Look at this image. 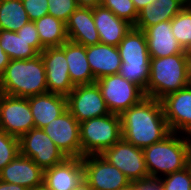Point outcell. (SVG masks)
Instances as JSON below:
<instances>
[{
	"instance_id": "cell-40",
	"label": "cell",
	"mask_w": 191,
	"mask_h": 190,
	"mask_svg": "<svg viewBox=\"0 0 191 190\" xmlns=\"http://www.w3.org/2000/svg\"><path fill=\"white\" fill-rule=\"evenodd\" d=\"M72 190H93L89 183L83 178L79 184L74 187Z\"/></svg>"
},
{
	"instance_id": "cell-18",
	"label": "cell",
	"mask_w": 191,
	"mask_h": 190,
	"mask_svg": "<svg viewBox=\"0 0 191 190\" xmlns=\"http://www.w3.org/2000/svg\"><path fill=\"white\" fill-rule=\"evenodd\" d=\"M151 58L190 53L182 48L171 30V20L157 23L144 30Z\"/></svg>"
},
{
	"instance_id": "cell-33",
	"label": "cell",
	"mask_w": 191,
	"mask_h": 190,
	"mask_svg": "<svg viewBox=\"0 0 191 190\" xmlns=\"http://www.w3.org/2000/svg\"><path fill=\"white\" fill-rule=\"evenodd\" d=\"M48 0H22L30 21L48 15Z\"/></svg>"
},
{
	"instance_id": "cell-42",
	"label": "cell",
	"mask_w": 191,
	"mask_h": 190,
	"mask_svg": "<svg viewBox=\"0 0 191 190\" xmlns=\"http://www.w3.org/2000/svg\"><path fill=\"white\" fill-rule=\"evenodd\" d=\"M31 190H47V189L44 186H42V187L34 188V189H31Z\"/></svg>"
},
{
	"instance_id": "cell-24",
	"label": "cell",
	"mask_w": 191,
	"mask_h": 190,
	"mask_svg": "<svg viewBox=\"0 0 191 190\" xmlns=\"http://www.w3.org/2000/svg\"><path fill=\"white\" fill-rule=\"evenodd\" d=\"M60 48L65 52L69 76L75 86L96 82L87 60L84 45L67 40Z\"/></svg>"
},
{
	"instance_id": "cell-28",
	"label": "cell",
	"mask_w": 191,
	"mask_h": 190,
	"mask_svg": "<svg viewBox=\"0 0 191 190\" xmlns=\"http://www.w3.org/2000/svg\"><path fill=\"white\" fill-rule=\"evenodd\" d=\"M171 30L182 48L191 53V5L186 4L171 20Z\"/></svg>"
},
{
	"instance_id": "cell-45",
	"label": "cell",
	"mask_w": 191,
	"mask_h": 190,
	"mask_svg": "<svg viewBox=\"0 0 191 190\" xmlns=\"http://www.w3.org/2000/svg\"><path fill=\"white\" fill-rule=\"evenodd\" d=\"M3 96V92L1 91L0 89V100H1V97Z\"/></svg>"
},
{
	"instance_id": "cell-43",
	"label": "cell",
	"mask_w": 191,
	"mask_h": 190,
	"mask_svg": "<svg viewBox=\"0 0 191 190\" xmlns=\"http://www.w3.org/2000/svg\"><path fill=\"white\" fill-rule=\"evenodd\" d=\"M188 165L191 167V148H190V151H189V164Z\"/></svg>"
},
{
	"instance_id": "cell-11",
	"label": "cell",
	"mask_w": 191,
	"mask_h": 190,
	"mask_svg": "<svg viewBox=\"0 0 191 190\" xmlns=\"http://www.w3.org/2000/svg\"><path fill=\"white\" fill-rule=\"evenodd\" d=\"M0 128L17 138L35 128L28 98L3 94L0 100Z\"/></svg>"
},
{
	"instance_id": "cell-2",
	"label": "cell",
	"mask_w": 191,
	"mask_h": 190,
	"mask_svg": "<svg viewBox=\"0 0 191 190\" xmlns=\"http://www.w3.org/2000/svg\"><path fill=\"white\" fill-rule=\"evenodd\" d=\"M191 53L150 59L146 97L161 100L190 85Z\"/></svg>"
},
{
	"instance_id": "cell-22",
	"label": "cell",
	"mask_w": 191,
	"mask_h": 190,
	"mask_svg": "<svg viewBox=\"0 0 191 190\" xmlns=\"http://www.w3.org/2000/svg\"><path fill=\"white\" fill-rule=\"evenodd\" d=\"M35 128L42 129L67 110V97L45 93L28 98Z\"/></svg>"
},
{
	"instance_id": "cell-39",
	"label": "cell",
	"mask_w": 191,
	"mask_h": 190,
	"mask_svg": "<svg viewBox=\"0 0 191 190\" xmlns=\"http://www.w3.org/2000/svg\"><path fill=\"white\" fill-rule=\"evenodd\" d=\"M135 9L139 12L142 8H144L147 4H151L153 0H132Z\"/></svg>"
},
{
	"instance_id": "cell-21",
	"label": "cell",
	"mask_w": 191,
	"mask_h": 190,
	"mask_svg": "<svg viewBox=\"0 0 191 190\" xmlns=\"http://www.w3.org/2000/svg\"><path fill=\"white\" fill-rule=\"evenodd\" d=\"M86 55L95 80L119 74L122 61L118 47L98 43L87 46Z\"/></svg>"
},
{
	"instance_id": "cell-27",
	"label": "cell",
	"mask_w": 191,
	"mask_h": 190,
	"mask_svg": "<svg viewBox=\"0 0 191 190\" xmlns=\"http://www.w3.org/2000/svg\"><path fill=\"white\" fill-rule=\"evenodd\" d=\"M29 21L22 0H0V30L17 32Z\"/></svg>"
},
{
	"instance_id": "cell-23",
	"label": "cell",
	"mask_w": 191,
	"mask_h": 190,
	"mask_svg": "<svg viewBox=\"0 0 191 190\" xmlns=\"http://www.w3.org/2000/svg\"><path fill=\"white\" fill-rule=\"evenodd\" d=\"M185 6V0H153L138 12L133 27L144 31L157 23L172 20Z\"/></svg>"
},
{
	"instance_id": "cell-4",
	"label": "cell",
	"mask_w": 191,
	"mask_h": 190,
	"mask_svg": "<svg viewBox=\"0 0 191 190\" xmlns=\"http://www.w3.org/2000/svg\"><path fill=\"white\" fill-rule=\"evenodd\" d=\"M174 134L171 132L162 141L142 149L149 178L158 179L160 171L168 175L188 166L191 139H180Z\"/></svg>"
},
{
	"instance_id": "cell-20",
	"label": "cell",
	"mask_w": 191,
	"mask_h": 190,
	"mask_svg": "<svg viewBox=\"0 0 191 190\" xmlns=\"http://www.w3.org/2000/svg\"><path fill=\"white\" fill-rule=\"evenodd\" d=\"M68 40L85 47L100 43L93 18V8L78 7L66 23Z\"/></svg>"
},
{
	"instance_id": "cell-25",
	"label": "cell",
	"mask_w": 191,
	"mask_h": 190,
	"mask_svg": "<svg viewBox=\"0 0 191 190\" xmlns=\"http://www.w3.org/2000/svg\"><path fill=\"white\" fill-rule=\"evenodd\" d=\"M0 45L11 60L34 58L45 48L41 41H27L17 32L8 30H0Z\"/></svg>"
},
{
	"instance_id": "cell-17",
	"label": "cell",
	"mask_w": 191,
	"mask_h": 190,
	"mask_svg": "<svg viewBox=\"0 0 191 190\" xmlns=\"http://www.w3.org/2000/svg\"><path fill=\"white\" fill-rule=\"evenodd\" d=\"M83 178L82 158H67L43 171V186L47 190H72Z\"/></svg>"
},
{
	"instance_id": "cell-36",
	"label": "cell",
	"mask_w": 191,
	"mask_h": 190,
	"mask_svg": "<svg viewBox=\"0 0 191 190\" xmlns=\"http://www.w3.org/2000/svg\"><path fill=\"white\" fill-rule=\"evenodd\" d=\"M10 57L4 52L0 45V76L3 74L5 71V68L7 65L10 63Z\"/></svg>"
},
{
	"instance_id": "cell-16",
	"label": "cell",
	"mask_w": 191,
	"mask_h": 190,
	"mask_svg": "<svg viewBox=\"0 0 191 190\" xmlns=\"http://www.w3.org/2000/svg\"><path fill=\"white\" fill-rule=\"evenodd\" d=\"M0 180L31 190L43 186V170L29 157L18 154L1 170Z\"/></svg>"
},
{
	"instance_id": "cell-44",
	"label": "cell",
	"mask_w": 191,
	"mask_h": 190,
	"mask_svg": "<svg viewBox=\"0 0 191 190\" xmlns=\"http://www.w3.org/2000/svg\"><path fill=\"white\" fill-rule=\"evenodd\" d=\"M186 4L191 5V0H185Z\"/></svg>"
},
{
	"instance_id": "cell-34",
	"label": "cell",
	"mask_w": 191,
	"mask_h": 190,
	"mask_svg": "<svg viewBox=\"0 0 191 190\" xmlns=\"http://www.w3.org/2000/svg\"><path fill=\"white\" fill-rule=\"evenodd\" d=\"M17 34L27 41H40L34 21H29L26 23L21 29L17 31Z\"/></svg>"
},
{
	"instance_id": "cell-41",
	"label": "cell",
	"mask_w": 191,
	"mask_h": 190,
	"mask_svg": "<svg viewBox=\"0 0 191 190\" xmlns=\"http://www.w3.org/2000/svg\"><path fill=\"white\" fill-rule=\"evenodd\" d=\"M118 190H137L136 182H130L128 185H126Z\"/></svg>"
},
{
	"instance_id": "cell-31",
	"label": "cell",
	"mask_w": 191,
	"mask_h": 190,
	"mask_svg": "<svg viewBox=\"0 0 191 190\" xmlns=\"http://www.w3.org/2000/svg\"><path fill=\"white\" fill-rule=\"evenodd\" d=\"M159 179L162 190H191V167L188 165L183 170L165 175Z\"/></svg>"
},
{
	"instance_id": "cell-19",
	"label": "cell",
	"mask_w": 191,
	"mask_h": 190,
	"mask_svg": "<svg viewBox=\"0 0 191 190\" xmlns=\"http://www.w3.org/2000/svg\"><path fill=\"white\" fill-rule=\"evenodd\" d=\"M93 18L102 44L117 47L133 27L128 21L118 18L110 9L102 5L93 8Z\"/></svg>"
},
{
	"instance_id": "cell-5",
	"label": "cell",
	"mask_w": 191,
	"mask_h": 190,
	"mask_svg": "<svg viewBox=\"0 0 191 190\" xmlns=\"http://www.w3.org/2000/svg\"><path fill=\"white\" fill-rule=\"evenodd\" d=\"M117 47L122 61L119 74L139 86L146 96L151 57L144 31L132 27Z\"/></svg>"
},
{
	"instance_id": "cell-1",
	"label": "cell",
	"mask_w": 191,
	"mask_h": 190,
	"mask_svg": "<svg viewBox=\"0 0 191 190\" xmlns=\"http://www.w3.org/2000/svg\"><path fill=\"white\" fill-rule=\"evenodd\" d=\"M122 138L138 148L162 141L171 131L161 100L144 97L121 115Z\"/></svg>"
},
{
	"instance_id": "cell-37",
	"label": "cell",
	"mask_w": 191,
	"mask_h": 190,
	"mask_svg": "<svg viewBox=\"0 0 191 190\" xmlns=\"http://www.w3.org/2000/svg\"><path fill=\"white\" fill-rule=\"evenodd\" d=\"M0 190H29V189L15 183H6L0 180Z\"/></svg>"
},
{
	"instance_id": "cell-14",
	"label": "cell",
	"mask_w": 191,
	"mask_h": 190,
	"mask_svg": "<svg viewBox=\"0 0 191 190\" xmlns=\"http://www.w3.org/2000/svg\"><path fill=\"white\" fill-rule=\"evenodd\" d=\"M40 55L45 65L48 92L67 96L75 85L69 76L65 52L60 47H47Z\"/></svg>"
},
{
	"instance_id": "cell-3",
	"label": "cell",
	"mask_w": 191,
	"mask_h": 190,
	"mask_svg": "<svg viewBox=\"0 0 191 190\" xmlns=\"http://www.w3.org/2000/svg\"><path fill=\"white\" fill-rule=\"evenodd\" d=\"M3 94L29 98L48 92L45 65L41 55L27 60H10L0 76Z\"/></svg>"
},
{
	"instance_id": "cell-8",
	"label": "cell",
	"mask_w": 191,
	"mask_h": 190,
	"mask_svg": "<svg viewBox=\"0 0 191 190\" xmlns=\"http://www.w3.org/2000/svg\"><path fill=\"white\" fill-rule=\"evenodd\" d=\"M20 154L32 159L43 171L64 162L67 157L42 130L33 128L19 138Z\"/></svg>"
},
{
	"instance_id": "cell-13",
	"label": "cell",
	"mask_w": 191,
	"mask_h": 190,
	"mask_svg": "<svg viewBox=\"0 0 191 190\" xmlns=\"http://www.w3.org/2000/svg\"><path fill=\"white\" fill-rule=\"evenodd\" d=\"M42 130L67 158L81 157L80 123L68 109Z\"/></svg>"
},
{
	"instance_id": "cell-12",
	"label": "cell",
	"mask_w": 191,
	"mask_h": 190,
	"mask_svg": "<svg viewBox=\"0 0 191 190\" xmlns=\"http://www.w3.org/2000/svg\"><path fill=\"white\" fill-rule=\"evenodd\" d=\"M84 179L93 190H118L130 183V180L100 154L82 157Z\"/></svg>"
},
{
	"instance_id": "cell-26",
	"label": "cell",
	"mask_w": 191,
	"mask_h": 190,
	"mask_svg": "<svg viewBox=\"0 0 191 190\" xmlns=\"http://www.w3.org/2000/svg\"><path fill=\"white\" fill-rule=\"evenodd\" d=\"M34 22L41 44L45 48L60 47L68 40L66 23L52 15H45Z\"/></svg>"
},
{
	"instance_id": "cell-38",
	"label": "cell",
	"mask_w": 191,
	"mask_h": 190,
	"mask_svg": "<svg viewBox=\"0 0 191 190\" xmlns=\"http://www.w3.org/2000/svg\"><path fill=\"white\" fill-rule=\"evenodd\" d=\"M103 0H76L77 5L79 7H90V8H94L98 5L102 4Z\"/></svg>"
},
{
	"instance_id": "cell-32",
	"label": "cell",
	"mask_w": 191,
	"mask_h": 190,
	"mask_svg": "<svg viewBox=\"0 0 191 190\" xmlns=\"http://www.w3.org/2000/svg\"><path fill=\"white\" fill-rule=\"evenodd\" d=\"M48 14L67 23L70 15L79 7L76 0H48Z\"/></svg>"
},
{
	"instance_id": "cell-7",
	"label": "cell",
	"mask_w": 191,
	"mask_h": 190,
	"mask_svg": "<svg viewBox=\"0 0 191 190\" xmlns=\"http://www.w3.org/2000/svg\"><path fill=\"white\" fill-rule=\"evenodd\" d=\"M110 113L121 115L131 106L138 104L145 96L135 83L120 74L105 76L96 80Z\"/></svg>"
},
{
	"instance_id": "cell-15",
	"label": "cell",
	"mask_w": 191,
	"mask_h": 190,
	"mask_svg": "<svg viewBox=\"0 0 191 190\" xmlns=\"http://www.w3.org/2000/svg\"><path fill=\"white\" fill-rule=\"evenodd\" d=\"M161 102L170 131L191 136V85L166 95Z\"/></svg>"
},
{
	"instance_id": "cell-30",
	"label": "cell",
	"mask_w": 191,
	"mask_h": 190,
	"mask_svg": "<svg viewBox=\"0 0 191 190\" xmlns=\"http://www.w3.org/2000/svg\"><path fill=\"white\" fill-rule=\"evenodd\" d=\"M18 154H20L19 138L7 134L0 128V172Z\"/></svg>"
},
{
	"instance_id": "cell-9",
	"label": "cell",
	"mask_w": 191,
	"mask_h": 190,
	"mask_svg": "<svg viewBox=\"0 0 191 190\" xmlns=\"http://www.w3.org/2000/svg\"><path fill=\"white\" fill-rule=\"evenodd\" d=\"M100 155L117 167L130 182L149 179L143 150L123 138L112 147L105 149Z\"/></svg>"
},
{
	"instance_id": "cell-29",
	"label": "cell",
	"mask_w": 191,
	"mask_h": 190,
	"mask_svg": "<svg viewBox=\"0 0 191 190\" xmlns=\"http://www.w3.org/2000/svg\"><path fill=\"white\" fill-rule=\"evenodd\" d=\"M101 5L110 9L118 18L128 21L133 26L135 25L138 12L132 0H103Z\"/></svg>"
},
{
	"instance_id": "cell-10",
	"label": "cell",
	"mask_w": 191,
	"mask_h": 190,
	"mask_svg": "<svg viewBox=\"0 0 191 190\" xmlns=\"http://www.w3.org/2000/svg\"><path fill=\"white\" fill-rule=\"evenodd\" d=\"M66 97L67 109L79 123L110 114L96 82L76 85Z\"/></svg>"
},
{
	"instance_id": "cell-35",
	"label": "cell",
	"mask_w": 191,
	"mask_h": 190,
	"mask_svg": "<svg viewBox=\"0 0 191 190\" xmlns=\"http://www.w3.org/2000/svg\"><path fill=\"white\" fill-rule=\"evenodd\" d=\"M137 190H162L158 179H146L136 182Z\"/></svg>"
},
{
	"instance_id": "cell-6",
	"label": "cell",
	"mask_w": 191,
	"mask_h": 190,
	"mask_svg": "<svg viewBox=\"0 0 191 190\" xmlns=\"http://www.w3.org/2000/svg\"><path fill=\"white\" fill-rule=\"evenodd\" d=\"M122 138L121 117L110 113L80 123L81 158L101 154Z\"/></svg>"
}]
</instances>
